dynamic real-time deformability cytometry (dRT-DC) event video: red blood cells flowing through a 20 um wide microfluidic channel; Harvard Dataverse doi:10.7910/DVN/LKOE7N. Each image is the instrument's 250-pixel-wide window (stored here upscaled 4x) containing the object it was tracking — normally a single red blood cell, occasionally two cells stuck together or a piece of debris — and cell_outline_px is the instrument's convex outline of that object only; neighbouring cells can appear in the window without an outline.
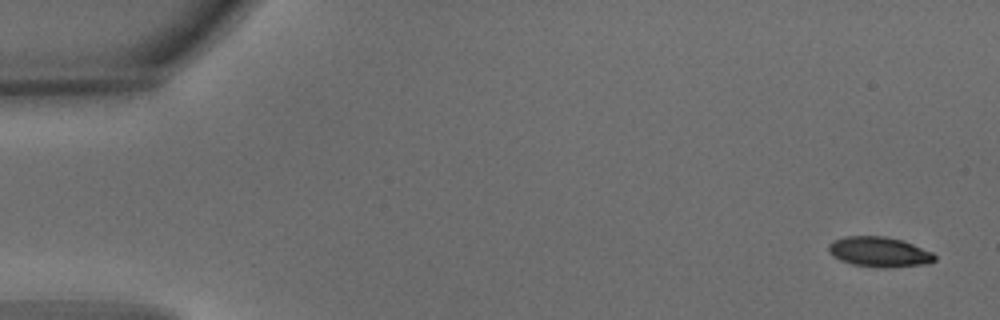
{"species": "common noctule bat (a hibernating species)", "species_latin": "Nyctalus noctula", "temperature_condition": "warm", "stored_images_in_passage": 6, "segment_of_instrument_passage": [1, 2], "camera_frame_rate_fps": 3000, "um_per_image_px": 0.085, "animal": {"sex": "male", "body_mass_g": 15.6}, "frame": {"image": 1, "passage_image": 1, "time_ms": 0.0, "image_size_px": [1000, 320], "cell_outline_px": [[936, 260], [928, 264], [888, 268], [884, 268], [852, 264], [840, 260], [832, 256], [828, 252], [828, 244], [832, 240], [844, 236], [884, 236], [904, 240], [932, 252], [936, 256]], "centroid_in_image_um": [74.73, 21.41], "position_along_channel_um": 10.3, "area_um2": 18.9}}
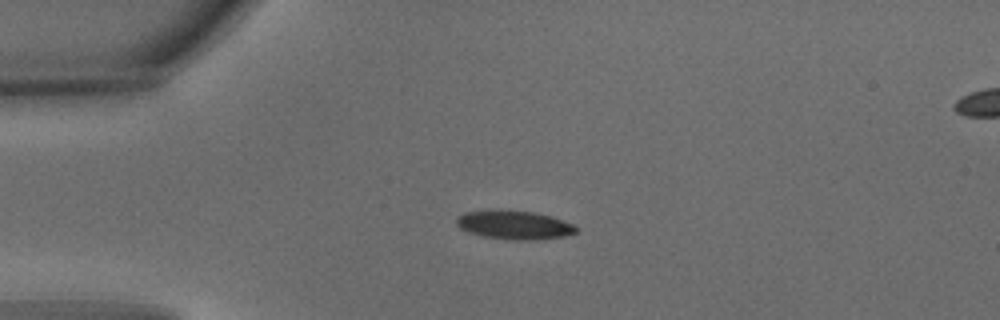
{"frame": {"image": 2, "passage_image": 4, "time_ms": 1.0, "image_size_px": [1000, 320], "cell_outline_px": [[576, 232], [564, 236], [532, 240], [512, 240], [484, 236], [468, 232], [460, 228], [456, 224], [456, 216], [464, 212], [532, 212], [552, 216], [572, 224], [576, 228]], "centroid_in_image_um": [43.71, 19.15], "position_along_channel_um": 41.3, "area_um2": 19.25}}